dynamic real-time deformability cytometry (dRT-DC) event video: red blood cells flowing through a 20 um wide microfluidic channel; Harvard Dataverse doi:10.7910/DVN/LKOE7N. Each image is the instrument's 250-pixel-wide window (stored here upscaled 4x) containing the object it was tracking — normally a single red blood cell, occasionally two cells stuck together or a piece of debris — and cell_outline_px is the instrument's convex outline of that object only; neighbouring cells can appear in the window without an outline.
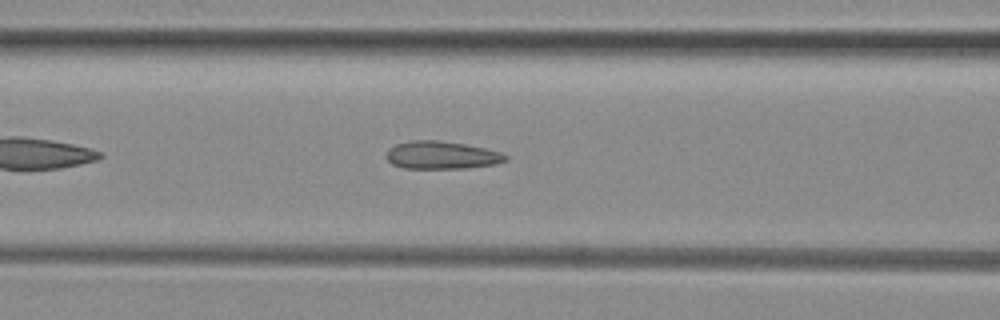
{"species": "common noctule bat (a hibernating species)", "species_latin": "Nyctalus noctula", "temperature_condition": "room temperature", "stored_images_in_passage": 39, "camera_frame_rate_fps": 3000, "um_per_image_px": 0.085, "animal": {"sex": "female", "body_mass_g": 29.2, "forearm_length_mm": 56.3}, "frame": {"image": 1, "passage_image": 9, "time_ms": 2.667, "image_size_px": [1000, 320], "cell_outline_px": [[508, 160], [496, 164], [468, 168], [404, 168], [392, 164], [384, 156], [388, 148], [396, 144], [412, 140], [436, 140], [464, 144], [484, 148], [500, 152], [508, 156]], "centroid_in_image_um": [37.52, 13.19], "position_along_channel_um": 129.1, "area_um2": 19.36}}
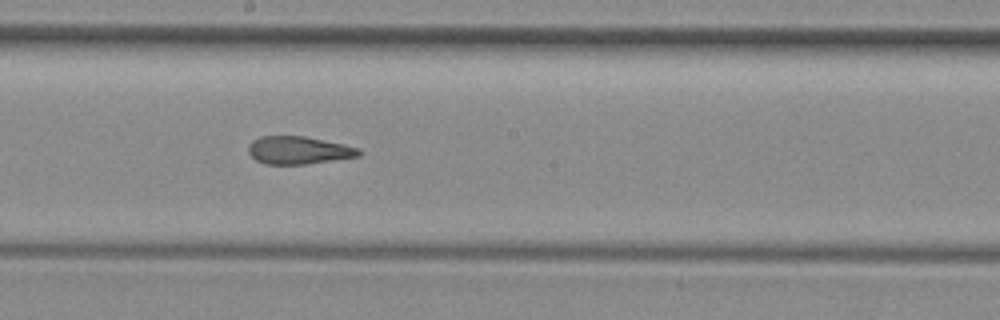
{"frame": {"image": 2, "passage_image": 16, "time_ms": 5.0, "image_size_px": [1000, 320], "cell_outline_px": [[364, 152], [360, 156], [304, 164], [264, 164], [256, 160], [248, 152], [248, 148], [252, 140], [260, 136], [304, 136], [344, 144], [360, 148]], "centroid_in_image_um": [25.4, 12.76], "position_along_channel_um": 222.8, "area_um2": 17.92}}
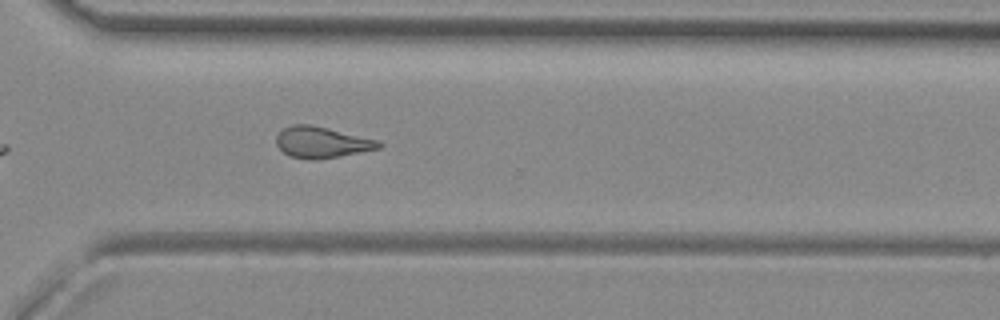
{"frame": {"image": 3, "passage_image": 25, "time_ms": 8.0, "image_size_px": [1000, 320], "cell_outline_px": [[384, 144], [380, 148], [340, 156], [316, 160], [308, 160], [288, 156], [276, 144], [276, 136], [284, 128], [292, 124], [312, 124], [376, 140]], "centroid_in_image_um": [27.31, 12.1], "position_along_channel_um": 343.3, "area_um2": 18.55}, "authors_computed_cell_mechanics": {"area_um2": 18.5538, "velocity_mm_per_s": 4.0279, "shape_relaxation_time_tau1_ms": null, "shape_relaxation_time_tau2_ms": 2.1242, "deformation_change_tau1": null, "deformation_change_tau2": 0.0845}}